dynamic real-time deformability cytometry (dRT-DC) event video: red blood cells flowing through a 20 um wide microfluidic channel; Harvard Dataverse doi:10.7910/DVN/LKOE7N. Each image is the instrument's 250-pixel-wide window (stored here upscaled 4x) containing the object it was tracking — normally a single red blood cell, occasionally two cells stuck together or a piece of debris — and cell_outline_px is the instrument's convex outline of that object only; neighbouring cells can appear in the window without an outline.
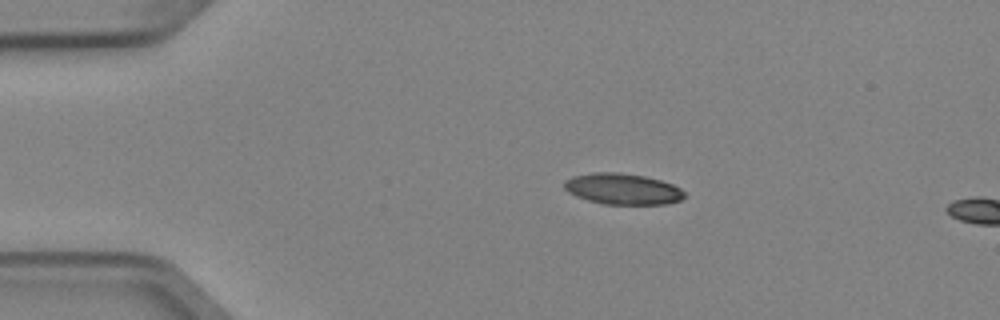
{"species": "Egyptian fruit bat (a non-hibernating species)", "species_latin": "Rousettus aegyptiacus", "temperature_condition": "cold", "stored_images_in_passage": 4, "segment_of_instrument_passage": [1, 2], "camera_frame_rate_fps": 3000, "um_per_image_px": 0.085, "animal": {"sex": "female"}, "frame": {"image": 1, "passage_image": 2, "time_ms": 0.333, "image_size_px": [1000, 320], "cell_outline_px": [[684, 196], [680, 200], [664, 204], [604, 204], [588, 200], [576, 196], [568, 192], [564, 188], [564, 180], [572, 176], [592, 172], [620, 172], [644, 176], [660, 180], [672, 184], [680, 188], [684, 192]], "centroid_in_image_um": [52.89, 16.05], "position_along_channel_um": 32.1, "area_um2": 21.73}}